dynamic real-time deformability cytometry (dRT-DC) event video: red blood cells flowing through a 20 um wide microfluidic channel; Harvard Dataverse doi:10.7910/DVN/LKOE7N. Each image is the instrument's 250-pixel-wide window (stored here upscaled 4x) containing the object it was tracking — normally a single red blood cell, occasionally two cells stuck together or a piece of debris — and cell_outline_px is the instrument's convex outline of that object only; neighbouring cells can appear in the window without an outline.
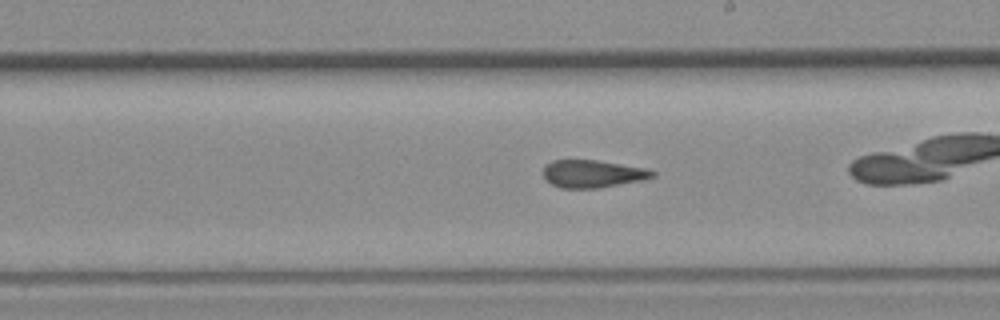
{"species": "common noctule bat (a hibernating species)", "species_latin": "Nyctalus noctula", "temperature_condition": "room temperature", "stored_images_in_passage": 32, "camera_frame_rate_fps": 3000, "um_per_image_px": 0.085, "animal": {"sex": "female", "body_mass_g": 19.3, "forearm_length_mm": 54.1}, "frame": {"image": 1, "passage_image": 14, "time_ms": 4.333, "image_size_px": [1000, 320], "cell_outline_px": [[656, 176], [644, 180], [600, 188], [560, 188], [552, 184], [544, 176], [544, 168], [552, 160], [596, 160], [648, 168], [656, 172]], "centroid_in_image_um": [50.44, 14.77], "position_along_channel_um": 238.6, "area_um2": 17.63}}